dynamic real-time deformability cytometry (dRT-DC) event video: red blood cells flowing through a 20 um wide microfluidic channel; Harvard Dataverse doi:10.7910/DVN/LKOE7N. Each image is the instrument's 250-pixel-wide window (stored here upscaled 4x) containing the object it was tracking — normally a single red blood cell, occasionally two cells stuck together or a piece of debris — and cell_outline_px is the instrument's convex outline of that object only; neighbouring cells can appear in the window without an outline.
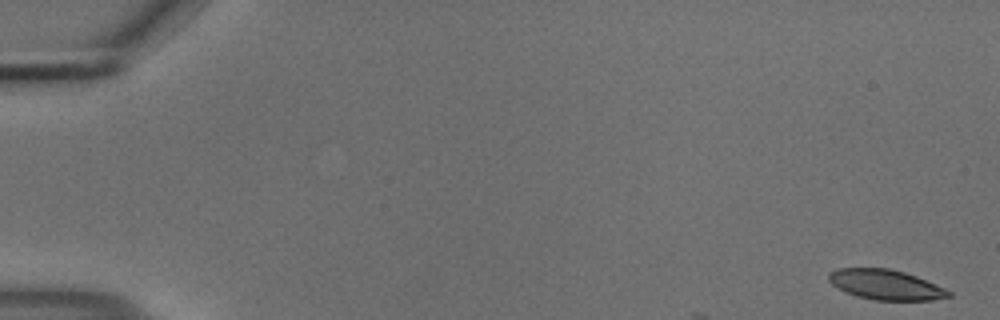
{"species": "common noctule bat (a hibernating species)", "species_latin": "Nyctalus noctula", "temperature_condition": "cold", "stored_images_in_passage": 9, "camera_frame_rate_fps": 3000, "um_per_image_px": 0.085, "animal": {"sex": "male", "body_mass_g": 18.8}, "frame": {"image": 1, "passage_image": 1, "time_ms": 0.0, "image_size_px": [1000, 320], "cell_outline_px": [[952, 296], [932, 300], [872, 300], [856, 296], [832, 284], [828, 280], [828, 272], [836, 268], [888, 268], [904, 272], [916, 276], [944, 288], [952, 292]], "centroid_in_image_um": [75.27, 24.19], "position_along_channel_um": 9.7, "area_um2": 20.92}}